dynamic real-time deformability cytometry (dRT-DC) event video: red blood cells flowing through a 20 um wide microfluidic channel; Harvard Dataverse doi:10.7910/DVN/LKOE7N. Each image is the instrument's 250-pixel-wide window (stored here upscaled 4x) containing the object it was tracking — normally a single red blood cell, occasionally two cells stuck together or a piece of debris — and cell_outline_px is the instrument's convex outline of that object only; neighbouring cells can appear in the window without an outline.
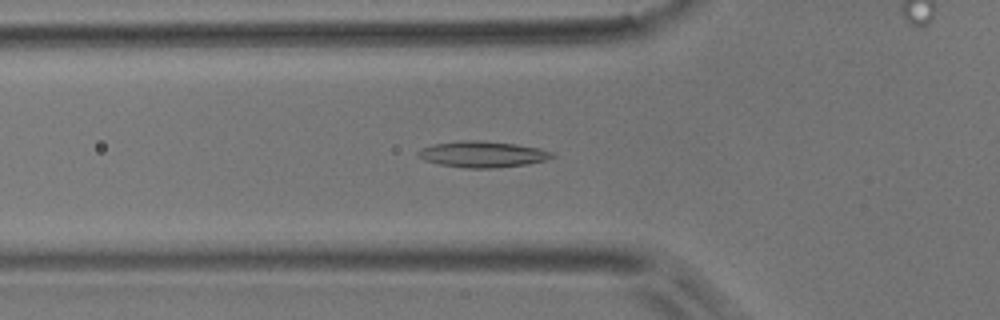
{"species": "common noctule bat (a hibernating species)", "species_latin": "Nyctalus noctula", "temperature_condition": "room temperature", "stored_images_in_passage": 41, "camera_frame_rate_fps": 3000, "um_per_image_px": 0.085, "animal": {"sex": "male", "body_mass_g": 17.9}, "frame": {"image": 1, "passage_image": 6, "time_ms": 1.667, "image_size_px": [1000, 320], "cell_outline_px": [[556, 156], [544, 160], [524, 164], [492, 168], [464, 168], [440, 164], [424, 160], [416, 156], [416, 152], [432, 144], [460, 140], [480, 140], [516, 144], [540, 148], [552, 152]], "centroid_in_image_um": [40.98, 13.1], "position_along_channel_um": 84.8, "area_um2": 20.35}}
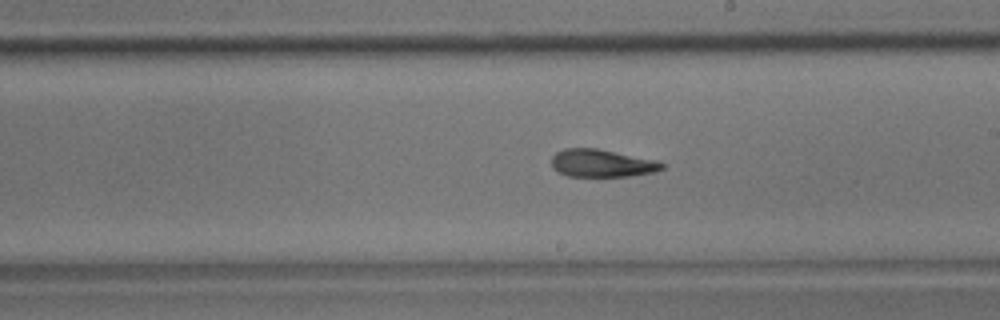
{"frame": {"image": 2, "passage_image": 18, "time_ms": 5.667, "image_size_px": [1000, 320], "cell_outline_px": [[664, 168], [652, 172], [628, 176], [568, 176], [556, 172], [552, 168], [552, 156], [556, 152], [564, 148], [596, 148], [652, 160], [664, 164]], "centroid_in_image_um": [51.06, 13.88], "position_along_channel_um": 237.9, "area_um2": 17.51}}
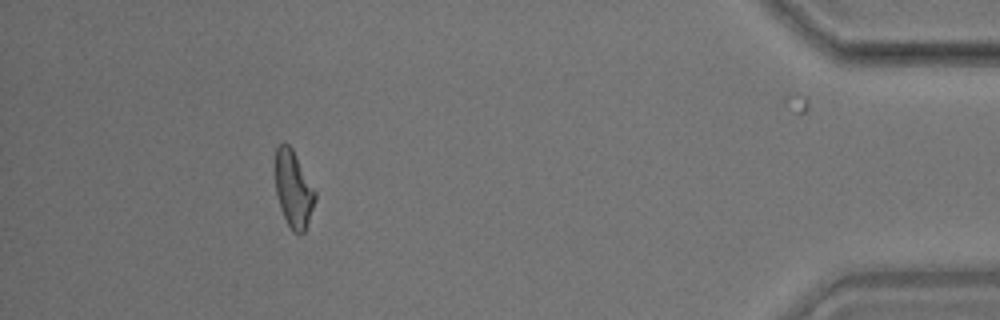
{"frame": {"image": 3, "passage_image": 36, "time_ms": 11.667, "image_size_px": [1000, 320], "cell_outline_px": [[316, 200], [304, 232], [292, 232], [280, 208], [276, 192], [276, 148], [280, 144], [288, 144], [292, 148], [316, 192]], "centroid_in_image_um": [24.95, 16.08], "position_along_channel_um": 410.2, "area_um2": 17.46}, "authors_computed_cell_mechanics": {"area_um2": 18.496, "velocity_mm_per_s": 3.8161, "shape_relaxation_time_tau1_ms": 7.9123, "shape_relaxation_time_tau2_ms": 4.1703, "deformation_change_tau1": 0.1902, "deformation_change_tau2": 0.1322}}